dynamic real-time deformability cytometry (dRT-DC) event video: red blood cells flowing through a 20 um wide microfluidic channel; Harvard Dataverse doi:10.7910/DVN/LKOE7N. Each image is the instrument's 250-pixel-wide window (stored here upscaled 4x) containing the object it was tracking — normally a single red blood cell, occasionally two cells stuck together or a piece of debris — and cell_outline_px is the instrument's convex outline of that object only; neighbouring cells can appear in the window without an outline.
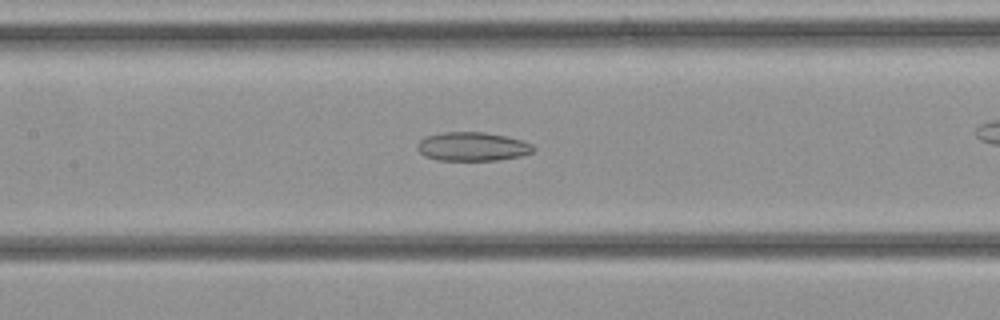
{"species": "common noctule bat (a hibernating species)", "species_latin": "Nyctalus noctula", "temperature_condition": "cold", "stored_images_in_passage": 28, "camera_frame_rate_fps": 3000, "um_per_image_px": 0.085, "animal": {"sex": "female", "body_mass_g": 21.9}, "frame": {"image": 1, "passage_image": 16, "time_ms": 5.0, "image_size_px": [1000, 320], "cell_outline_px": [[536, 148], [532, 152], [520, 156], [500, 160], [436, 160], [424, 156], [416, 148], [416, 144], [424, 136], [444, 132], [484, 132], [524, 140], [532, 144]], "centroid_in_image_um": [40.14, 12.46], "position_along_channel_um": 167.3, "area_um2": 19.65}}
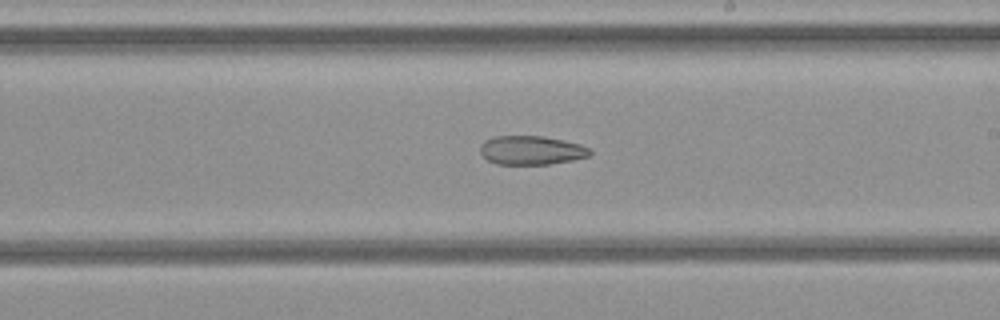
{"frame": {"image": 2, "passage_image": 20, "time_ms": 6.333, "image_size_px": [1000, 320], "cell_outline_px": [[592, 152], [588, 156], [572, 160], [548, 164], [496, 164], [488, 160], [480, 152], [480, 144], [484, 140], [496, 136], [544, 136], [580, 144], [588, 148]], "centroid_in_image_um": [45.13, 12.77], "position_along_channel_um": 243.9, "area_um2": 18.38}}